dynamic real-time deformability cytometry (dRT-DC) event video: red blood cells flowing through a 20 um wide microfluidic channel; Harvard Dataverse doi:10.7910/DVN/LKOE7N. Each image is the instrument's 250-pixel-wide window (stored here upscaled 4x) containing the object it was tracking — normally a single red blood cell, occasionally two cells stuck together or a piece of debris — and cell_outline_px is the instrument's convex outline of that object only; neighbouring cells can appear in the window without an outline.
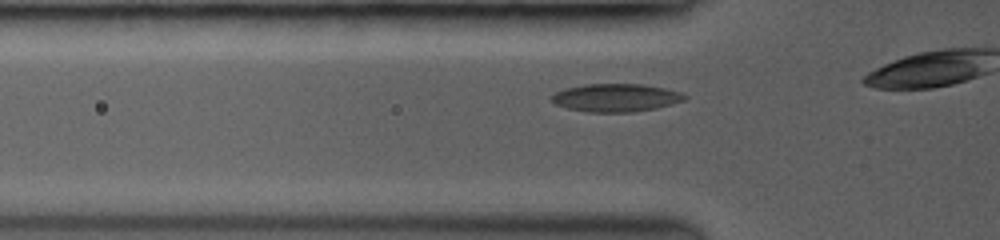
{"species": "common noctule bat (a hibernating species)", "species_latin": "Nyctalus noctula", "temperature_condition": "room temperature", "stored_images_in_passage": 19, "camera_frame_rate_fps": 3500, "um_per_image_px": 0.085, "animal": {"sex": "female", "body_mass_g": 19.0, "forearm_length_mm": 53.3}, "frame": {"image": 1, "passage_image": 7, "time_ms": 1.714, "image_size_px": [1000, 240], "cell_outline_px": [[684, 100], [652, 108], [632, 112], [588, 112], [568, 108], [556, 104], [552, 100], [552, 96], [556, 92], [568, 88], [588, 84], [640, 84], [664, 88], [676, 92], [684, 96]], "centroid_in_image_um": [52.28, 8.3], "position_along_channel_um": 73.5, "area_um2": 20.92}}
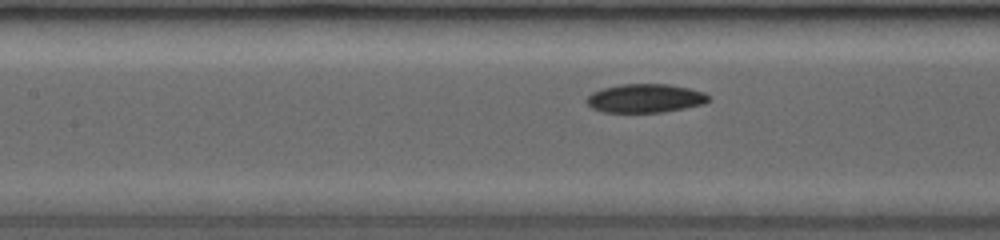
{"frame": {"image": 2, "passage_image": 14, "time_ms": 3.714, "image_size_px": [1000, 240], "cell_outline_px": [[708, 100], [700, 104], [660, 112], [604, 112], [592, 108], [588, 104], [588, 96], [592, 92], [604, 88], [620, 84], [668, 84], [688, 88], [704, 92], [708, 96]], "centroid_in_image_um": [54.8, 8.34], "position_along_channel_um": 152.6, "area_um2": 19.88}}
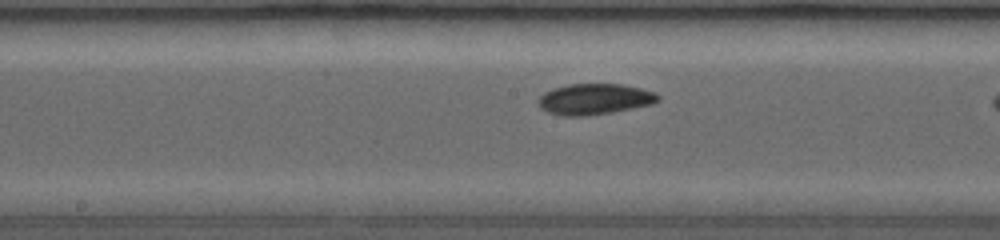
{"frame": {"image": 3, "passage_image": 18, "time_ms": 4.857, "image_size_px": [1000, 240], "cell_outline_px": [[660, 96], [656, 100], [648, 104], [608, 112], [580, 116], [568, 116], [548, 112], [540, 104], [540, 96], [544, 92], [568, 84], [624, 84], [640, 88], [652, 92]], "centroid_in_image_um": [50.51, 8.4], "position_along_channel_um": 197.7, "area_um2": 20.63}}